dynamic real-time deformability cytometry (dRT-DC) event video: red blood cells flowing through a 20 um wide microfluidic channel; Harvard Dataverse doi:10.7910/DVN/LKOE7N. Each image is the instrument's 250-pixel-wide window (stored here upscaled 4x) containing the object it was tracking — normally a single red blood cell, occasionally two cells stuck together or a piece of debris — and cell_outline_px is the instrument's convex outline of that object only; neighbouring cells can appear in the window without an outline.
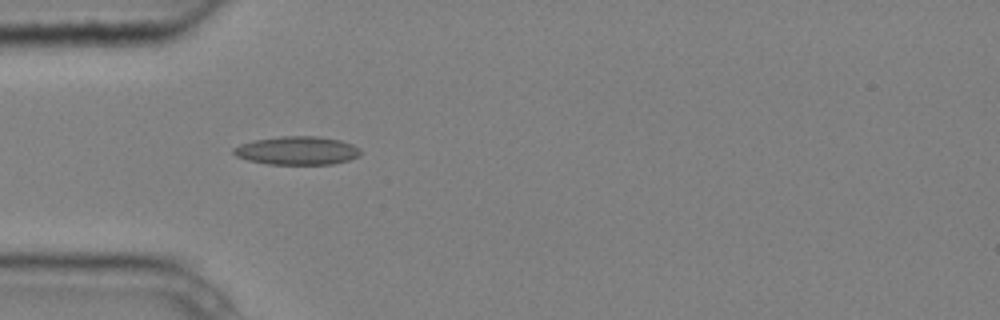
{"species": "common noctule bat (a hibernating species)", "species_latin": "Nyctalus noctula", "temperature_condition": "cold", "stored_images_in_passage": 5, "camera_frame_rate_fps": 3000, "um_per_image_px": 0.085, "animal": {"sex": "male", "body_mass_g": 20.4}, "frame": {"image": 1, "passage_image": 4, "time_ms": 1.0, "image_size_px": [1000, 320], "cell_outline_px": [[360, 156], [348, 160], [332, 164], [268, 164], [248, 160], [236, 156], [232, 152], [232, 148], [240, 144], [252, 140], [280, 136], [316, 136], [340, 140], [352, 144], [360, 148]], "centroid_in_image_um": [25.23, 12.79], "position_along_channel_um": 59.8, "area_um2": 21.1}}
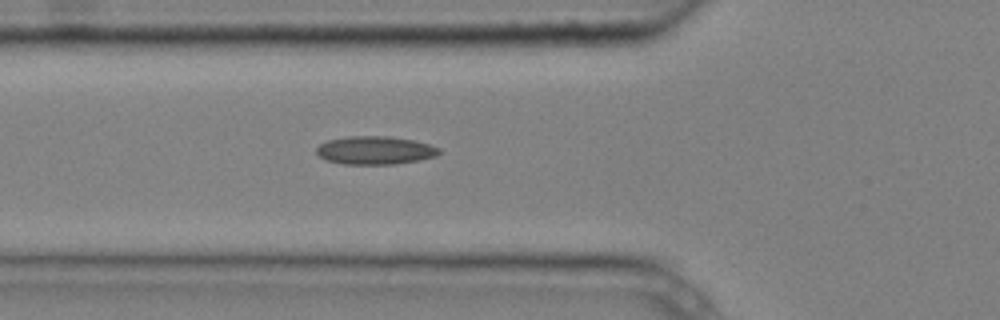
{"frame": {"image": 2, "passage_image": 5, "time_ms": 1.333, "image_size_px": [1000, 320], "cell_outline_px": [[440, 152], [436, 156], [396, 164], [344, 164], [328, 160], [320, 156], [316, 152], [316, 148], [320, 144], [328, 140], [348, 136], [392, 136], [412, 140], [428, 144], [440, 148]], "centroid_in_image_um": [31.87, 12.77], "position_along_channel_um": 93.9, "area_um2": 20.0}}